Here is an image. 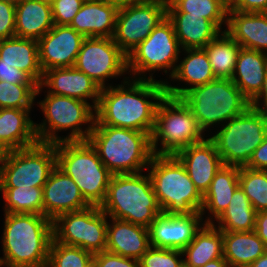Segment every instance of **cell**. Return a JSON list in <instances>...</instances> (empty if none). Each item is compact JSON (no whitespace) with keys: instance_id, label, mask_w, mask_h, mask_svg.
Returning a JSON list of instances; mask_svg holds the SVG:
<instances>
[{"instance_id":"6da1fadb","label":"cell","mask_w":267,"mask_h":267,"mask_svg":"<svg viewBox=\"0 0 267 267\" xmlns=\"http://www.w3.org/2000/svg\"><path fill=\"white\" fill-rule=\"evenodd\" d=\"M165 95V81L139 79L136 76L135 80L125 79L124 83L117 87L101 88L94 110V125L133 129L151 135L157 106Z\"/></svg>"},{"instance_id":"7a4b0ae2","label":"cell","mask_w":267,"mask_h":267,"mask_svg":"<svg viewBox=\"0 0 267 267\" xmlns=\"http://www.w3.org/2000/svg\"><path fill=\"white\" fill-rule=\"evenodd\" d=\"M3 258L7 267H47L53 240L52 220L45 215L5 213Z\"/></svg>"},{"instance_id":"3957f363","label":"cell","mask_w":267,"mask_h":267,"mask_svg":"<svg viewBox=\"0 0 267 267\" xmlns=\"http://www.w3.org/2000/svg\"><path fill=\"white\" fill-rule=\"evenodd\" d=\"M88 141L113 175L140 173L154 155L150 134L133 129L94 125Z\"/></svg>"},{"instance_id":"277c9868","label":"cell","mask_w":267,"mask_h":267,"mask_svg":"<svg viewBox=\"0 0 267 267\" xmlns=\"http://www.w3.org/2000/svg\"><path fill=\"white\" fill-rule=\"evenodd\" d=\"M100 209L109 216L149 227L162 210L149 174L112 175Z\"/></svg>"},{"instance_id":"5b68a950","label":"cell","mask_w":267,"mask_h":267,"mask_svg":"<svg viewBox=\"0 0 267 267\" xmlns=\"http://www.w3.org/2000/svg\"><path fill=\"white\" fill-rule=\"evenodd\" d=\"M157 201L165 214L201 212L203 195L175 155H153L148 165Z\"/></svg>"},{"instance_id":"8992f818","label":"cell","mask_w":267,"mask_h":267,"mask_svg":"<svg viewBox=\"0 0 267 267\" xmlns=\"http://www.w3.org/2000/svg\"><path fill=\"white\" fill-rule=\"evenodd\" d=\"M56 166L77 184L90 206H101L105 200L112 173L99 159L96 149L86 141L55 143Z\"/></svg>"},{"instance_id":"52a82bcc","label":"cell","mask_w":267,"mask_h":267,"mask_svg":"<svg viewBox=\"0 0 267 267\" xmlns=\"http://www.w3.org/2000/svg\"><path fill=\"white\" fill-rule=\"evenodd\" d=\"M39 106L46 118L43 123L35 124L39 143L88 140L95 122L93 105L76 98L47 93L45 99L39 102ZM87 123L90 125L82 130V125ZM70 128L72 130L68 137L57 136V131Z\"/></svg>"},{"instance_id":"ba28073f","label":"cell","mask_w":267,"mask_h":267,"mask_svg":"<svg viewBox=\"0 0 267 267\" xmlns=\"http://www.w3.org/2000/svg\"><path fill=\"white\" fill-rule=\"evenodd\" d=\"M191 109L181 98L165 95L157 106L151 148L155 155H176L191 144L205 140ZM161 149H158V141Z\"/></svg>"},{"instance_id":"9c48e42d","label":"cell","mask_w":267,"mask_h":267,"mask_svg":"<svg viewBox=\"0 0 267 267\" xmlns=\"http://www.w3.org/2000/svg\"><path fill=\"white\" fill-rule=\"evenodd\" d=\"M181 99L203 131L216 123H227L250 106V101L233 81L222 78L190 88Z\"/></svg>"},{"instance_id":"30bf717a","label":"cell","mask_w":267,"mask_h":267,"mask_svg":"<svg viewBox=\"0 0 267 267\" xmlns=\"http://www.w3.org/2000/svg\"><path fill=\"white\" fill-rule=\"evenodd\" d=\"M227 122L209 139L214 143L223 165L246 166L267 136V115L249 106Z\"/></svg>"},{"instance_id":"8fae6325","label":"cell","mask_w":267,"mask_h":267,"mask_svg":"<svg viewBox=\"0 0 267 267\" xmlns=\"http://www.w3.org/2000/svg\"><path fill=\"white\" fill-rule=\"evenodd\" d=\"M56 167L55 144L0 153V188L43 187Z\"/></svg>"},{"instance_id":"7c38bea8","label":"cell","mask_w":267,"mask_h":267,"mask_svg":"<svg viewBox=\"0 0 267 267\" xmlns=\"http://www.w3.org/2000/svg\"><path fill=\"white\" fill-rule=\"evenodd\" d=\"M107 215L99 206L61 214L52 221L53 239L92 254L106 250Z\"/></svg>"},{"instance_id":"4fadbf2b","label":"cell","mask_w":267,"mask_h":267,"mask_svg":"<svg viewBox=\"0 0 267 267\" xmlns=\"http://www.w3.org/2000/svg\"><path fill=\"white\" fill-rule=\"evenodd\" d=\"M182 48L178 42L172 22L166 17L150 33V35L127 55V70L139 75V79H152L140 77L141 74L155 70L172 69L170 77L174 74Z\"/></svg>"},{"instance_id":"5bb4252c","label":"cell","mask_w":267,"mask_h":267,"mask_svg":"<svg viewBox=\"0 0 267 267\" xmlns=\"http://www.w3.org/2000/svg\"><path fill=\"white\" fill-rule=\"evenodd\" d=\"M167 17V0H141L119 7L114 42L128 55Z\"/></svg>"},{"instance_id":"9a60e30c","label":"cell","mask_w":267,"mask_h":267,"mask_svg":"<svg viewBox=\"0 0 267 267\" xmlns=\"http://www.w3.org/2000/svg\"><path fill=\"white\" fill-rule=\"evenodd\" d=\"M74 67L105 88V80L121 76L127 70V55L113 38H85Z\"/></svg>"},{"instance_id":"2e32d148","label":"cell","mask_w":267,"mask_h":267,"mask_svg":"<svg viewBox=\"0 0 267 267\" xmlns=\"http://www.w3.org/2000/svg\"><path fill=\"white\" fill-rule=\"evenodd\" d=\"M201 220V221H200ZM201 212L195 214L161 213L148 227L150 246L182 251L201 229Z\"/></svg>"},{"instance_id":"e0dca14e","label":"cell","mask_w":267,"mask_h":267,"mask_svg":"<svg viewBox=\"0 0 267 267\" xmlns=\"http://www.w3.org/2000/svg\"><path fill=\"white\" fill-rule=\"evenodd\" d=\"M85 37L69 25H54L38 39L39 62L42 71L74 67Z\"/></svg>"},{"instance_id":"ac0fdd59","label":"cell","mask_w":267,"mask_h":267,"mask_svg":"<svg viewBox=\"0 0 267 267\" xmlns=\"http://www.w3.org/2000/svg\"><path fill=\"white\" fill-rule=\"evenodd\" d=\"M43 188V215L54 220L57 216L88 208L74 180L57 166L51 171Z\"/></svg>"},{"instance_id":"d6986e66","label":"cell","mask_w":267,"mask_h":267,"mask_svg":"<svg viewBox=\"0 0 267 267\" xmlns=\"http://www.w3.org/2000/svg\"><path fill=\"white\" fill-rule=\"evenodd\" d=\"M45 86L50 89L47 93L72 97L85 102L91 98L94 108L98 104L101 92V87L95 81L75 67L53 68L44 71L36 96Z\"/></svg>"},{"instance_id":"ffe728a7","label":"cell","mask_w":267,"mask_h":267,"mask_svg":"<svg viewBox=\"0 0 267 267\" xmlns=\"http://www.w3.org/2000/svg\"><path fill=\"white\" fill-rule=\"evenodd\" d=\"M175 156L185 166L190 179L202 195L209 189L216 172L223 165L214 143L209 138L191 144Z\"/></svg>"},{"instance_id":"44dd1931","label":"cell","mask_w":267,"mask_h":267,"mask_svg":"<svg viewBox=\"0 0 267 267\" xmlns=\"http://www.w3.org/2000/svg\"><path fill=\"white\" fill-rule=\"evenodd\" d=\"M224 31L241 48L267 53V12L228 10Z\"/></svg>"},{"instance_id":"7402d4cb","label":"cell","mask_w":267,"mask_h":267,"mask_svg":"<svg viewBox=\"0 0 267 267\" xmlns=\"http://www.w3.org/2000/svg\"><path fill=\"white\" fill-rule=\"evenodd\" d=\"M117 11L103 0H86L69 26L85 38H113Z\"/></svg>"},{"instance_id":"603a6c76","label":"cell","mask_w":267,"mask_h":267,"mask_svg":"<svg viewBox=\"0 0 267 267\" xmlns=\"http://www.w3.org/2000/svg\"><path fill=\"white\" fill-rule=\"evenodd\" d=\"M111 219L112 225H107L106 250L139 261L151 247L148 228L124 220Z\"/></svg>"},{"instance_id":"cb8c5ba5","label":"cell","mask_w":267,"mask_h":267,"mask_svg":"<svg viewBox=\"0 0 267 267\" xmlns=\"http://www.w3.org/2000/svg\"><path fill=\"white\" fill-rule=\"evenodd\" d=\"M31 109H0V153L23 149L39 143Z\"/></svg>"},{"instance_id":"d4e9b609","label":"cell","mask_w":267,"mask_h":267,"mask_svg":"<svg viewBox=\"0 0 267 267\" xmlns=\"http://www.w3.org/2000/svg\"><path fill=\"white\" fill-rule=\"evenodd\" d=\"M188 55L177 65L174 80L184 81L190 87H176L165 82L166 95L181 98L190 88L204 85L215 79V74L210 65L208 55L203 48L183 49Z\"/></svg>"},{"instance_id":"484cf974","label":"cell","mask_w":267,"mask_h":267,"mask_svg":"<svg viewBox=\"0 0 267 267\" xmlns=\"http://www.w3.org/2000/svg\"><path fill=\"white\" fill-rule=\"evenodd\" d=\"M267 72V53L241 48L231 80L251 101L260 91Z\"/></svg>"},{"instance_id":"4316f807","label":"cell","mask_w":267,"mask_h":267,"mask_svg":"<svg viewBox=\"0 0 267 267\" xmlns=\"http://www.w3.org/2000/svg\"><path fill=\"white\" fill-rule=\"evenodd\" d=\"M0 64H8L27 73L38 85L43 78L38 42L31 38L12 37L0 40Z\"/></svg>"},{"instance_id":"83f0119b","label":"cell","mask_w":267,"mask_h":267,"mask_svg":"<svg viewBox=\"0 0 267 267\" xmlns=\"http://www.w3.org/2000/svg\"><path fill=\"white\" fill-rule=\"evenodd\" d=\"M182 49L204 48L220 32L210 20L187 12H167Z\"/></svg>"},{"instance_id":"f1b7e54d","label":"cell","mask_w":267,"mask_h":267,"mask_svg":"<svg viewBox=\"0 0 267 267\" xmlns=\"http://www.w3.org/2000/svg\"><path fill=\"white\" fill-rule=\"evenodd\" d=\"M54 25L50 4L37 0H23L16 6V37L38 40L51 30Z\"/></svg>"},{"instance_id":"f546056e","label":"cell","mask_w":267,"mask_h":267,"mask_svg":"<svg viewBox=\"0 0 267 267\" xmlns=\"http://www.w3.org/2000/svg\"><path fill=\"white\" fill-rule=\"evenodd\" d=\"M194 239L182 250L183 262L188 267H202L207 262L223 258V232L210 217L204 221Z\"/></svg>"},{"instance_id":"4dcf8cb0","label":"cell","mask_w":267,"mask_h":267,"mask_svg":"<svg viewBox=\"0 0 267 267\" xmlns=\"http://www.w3.org/2000/svg\"><path fill=\"white\" fill-rule=\"evenodd\" d=\"M266 251L254 230L223 232V257L229 267H248Z\"/></svg>"},{"instance_id":"1f68e13d","label":"cell","mask_w":267,"mask_h":267,"mask_svg":"<svg viewBox=\"0 0 267 267\" xmlns=\"http://www.w3.org/2000/svg\"><path fill=\"white\" fill-rule=\"evenodd\" d=\"M239 187V167L222 165L216 172L209 189L203 195L201 214L209 211L217 219L227 208Z\"/></svg>"},{"instance_id":"d6a6232c","label":"cell","mask_w":267,"mask_h":267,"mask_svg":"<svg viewBox=\"0 0 267 267\" xmlns=\"http://www.w3.org/2000/svg\"><path fill=\"white\" fill-rule=\"evenodd\" d=\"M257 211L240 186L235 190L226 210L216 219L222 232L253 231Z\"/></svg>"},{"instance_id":"836d02e7","label":"cell","mask_w":267,"mask_h":267,"mask_svg":"<svg viewBox=\"0 0 267 267\" xmlns=\"http://www.w3.org/2000/svg\"><path fill=\"white\" fill-rule=\"evenodd\" d=\"M216 78L231 79L241 46L225 31L220 32L203 48Z\"/></svg>"},{"instance_id":"e575fe53","label":"cell","mask_w":267,"mask_h":267,"mask_svg":"<svg viewBox=\"0 0 267 267\" xmlns=\"http://www.w3.org/2000/svg\"><path fill=\"white\" fill-rule=\"evenodd\" d=\"M167 12L203 16L220 30L227 24L228 7L221 0H167Z\"/></svg>"},{"instance_id":"d590c367","label":"cell","mask_w":267,"mask_h":267,"mask_svg":"<svg viewBox=\"0 0 267 267\" xmlns=\"http://www.w3.org/2000/svg\"><path fill=\"white\" fill-rule=\"evenodd\" d=\"M5 200V213L43 215V188H0Z\"/></svg>"},{"instance_id":"8d00e7d4","label":"cell","mask_w":267,"mask_h":267,"mask_svg":"<svg viewBox=\"0 0 267 267\" xmlns=\"http://www.w3.org/2000/svg\"><path fill=\"white\" fill-rule=\"evenodd\" d=\"M239 186L257 213L267 211V170L239 167Z\"/></svg>"},{"instance_id":"74e56055","label":"cell","mask_w":267,"mask_h":267,"mask_svg":"<svg viewBox=\"0 0 267 267\" xmlns=\"http://www.w3.org/2000/svg\"><path fill=\"white\" fill-rule=\"evenodd\" d=\"M93 254L76 246L51 242L47 267H87Z\"/></svg>"},{"instance_id":"f35d334b","label":"cell","mask_w":267,"mask_h":267,"mask_svg":"<svg viewBox=\"0 0 267 267\" xmlns=\"http://www.w3.org/2000/svg\"><path fill=\"white\" fill-rule=\"evenodd\" d=\"M38 84H12L0 81V109H31Z\"/></svg>"},{"instance_id":"ab89813d","label":"cell","mask_w":267,"mask_h":267,"mask_svg":"<svg viewBox=\"0 0 267 267\" xmlns=\"http://www.w3.org/2000/svg\"><path fill=\"white\" fill-rule=\"evenodd\" d=\"M180 256V250L150 247L140 258L139 267H179L184 263Z\"/></svg>"},{"instance_id":"60d3db41","label":"cell","mask_w":267,"mask_h":267,"mask_svg":"<svg viewBox=\"0 0 267 267\" xmlns=\"http://www.w3.org/2000/svg\"><path fill=\"white\" fill-rule=\"evenodd\" d=\"M86 0H53L51 4L55 25H70Z\"/></svg>"},{"instance_id":"b9f144b4","label":"cell","mask_w":267,"mask_h":267,"mask_svg":"<svg viewBox=\"0 0 267 267\" xmlns=\"http://www.w3.org/2000/svg\"><path fill=\"white\" fill-rule=\"evenodd\" d=\"M93 261L98 267H139V261L120 256L107 250L93 254Z\"/></svg>"},{"instance_id":"7bdbcfd3","label":"cell","mask_w":267,"mask_h":267,"mask_svg":"<svg viewBox=\"0 0 267 267\" xmlns=\"http://www.w3.org/2000/svg\"><path fill=\"white\" fill-rule=\"evenodd\" d=\"M16 6L0 2V40L15 37Z\"/></svg>"},{"instance_id":"ee69618b","label":"cell","mask_w":267,"mask_h":267,"mask_svg":"<svg viewBox=\"0 0 267 267\" xmlns=\"http://www.w3.org/2000/svg\"><path fill=\"white\" fill-rule=\"evenodd\" d=\"M0 81L12 84H37L27 73L8 64H0Z\"/></svg>"},{"instance_id":"f6af8a7d","label":"cell","mask_w":267,"mask_h":267,"mask_svg":"<svg viewBox=\"0 0 267 267\" xmlns=\"http://www.w3.org/2000/svg\"><path fill=\"white\" fill-rule=\"evenodd\" d=\"M228 10L240 12H267V0H236Z\"/></svg>"},{"instance_id":"bcb514c9","label":"cell","mask_w":267,"mask_h":267,"mask_svg":"<svg viewBox=\"0 0 267 267\" xmlns=\"http://www.w3.org/2000/svg\"><path fill=\"white\" fill-rule=\"evenodd\" d=\"M246 167L255 170H267V136L253 152Z\"/></svg>"},{"instance_id":"7dc6e473","label":"cell","mask_w":267,"mask_h":267,"mask_svg":"<svg viewBox=\"0 0 267 267\" xmlns=\"http://www.w3.org/2000/svg\"><path fill=\"white\" fill-rule=\"evenodd\" d=\"M260 105L263 107H260ZM250 106L267 115V72L261 91L250 101Z\"/></svg>"},{"instance_id":"c3c4849f","label":"cell","mask_w":267,"mask_h":267,"mask_svg":"<svg viewBox=\"0 0 267 267\" xmlns=\"http://www.w3.org/2000/svg\"><path fill=\"white\" fill-rule=\"evenodd\" d=\"M255 233L264 242L267 249V211L258 212L255 221Z\"/></svg>"},{"instance_id":"681fc988","label":"cell","mask_w":267,"mask_h":267,"mask_svg":"<svg viewBox=\"0 0 267 267\" xmlns=\"http://www.w3.org/2000/svg\"><path fill=\"white\" fill-rule=\"evenodd\" d=\"M202 267H229L227 261L223 258H218L216 260L207 262L204 266Z\"/></svg>"},{"instance_id":"f907efd6","label":"cell","mask_w":267,"mask_h":267,"mask_svg":"<svg viewBox=\"0 0 267 267\" xmlns=\"http://www.w3.org/2000/svg\"><path fill=\"white\" fill-rule=\"evenodd\" d=\"M248 267H267V251Z\"/></svg>"},{"instance_id":"816d5d0a","label":"cell","mask_w":267,"mask_h":267,"mask_svg":"<svg viewBox=\"0 0 267 267\" xmlns=\"http://www.w3.org/2000/svg\"><path fill=\"white\" fill-rule=\"evenodd\" d=\"M103 1L109 4L116 5L119 8V7L127 6L131 3H135L141 0H103Z\"/></svg>"},{"instance_id":"f5cc1de1","label":"cell","mask_w":267,"mask_h":267,"mask_svg":"<svg viewBox=\"0 0 267 267\" xmlns=\"http://www.w3.org/2000/svg\"><path fill=\"white\" fill-rule=\"evenodd\" d=\"M23 0H0V2L10 3L14 6L19 5Z\"/></svg>"},{"instance_id":"db71d44e","label":"cell","mask_w":267,"mask_h":267,"mask_svg":"<svg viewBox=\"0 0 267 267\" xmlns=\"http://www.w3.org/2000/svg\"><path fill=\"white\" fill-rule=\"evenodd\" d=\"M228 8L236 1V0H221Z\"/></svg>"},{"instance_id":"11a10c76","label":"cell","mask_w":267,"mask_h":267,"mask_svg":"<svg viewBox=\"0 0 267 267\" xmlns=\"http://www.w3.org/2000/svg\"><path fill=\"white\" fill-rule=\"evenodd\" d=\"M37 1L48 3L50 5L53 3V0H37Z\"/></svg>"},{"instance_id":"9f6ffc18","label":"cell","mask_w":267,"mask_h":267,"mask_svg":"<svg viewBox=\"0 0 267 267\" xmlns=\"http://www.w3.org/2000/svg\"><path fill=\"white\" fill-rule=\"evenodd\" d=\"M87 267H98L97 264L92 260Z\"/></svg>"},{"instance_id":"6f0895ef","label":"cell","mask_w":267,"mask_h":267,"mask_svg":"<svg viewBox=\"0 0 267 267\" xmlns=\"http://www.w3.org/2000/svg\"><path fill=\"white\" fill-rule=\"evenodd\" d=\"M179 267H188V266H186L184 263L181 265V266H179Z\"/></svg>"}]
</instances>
